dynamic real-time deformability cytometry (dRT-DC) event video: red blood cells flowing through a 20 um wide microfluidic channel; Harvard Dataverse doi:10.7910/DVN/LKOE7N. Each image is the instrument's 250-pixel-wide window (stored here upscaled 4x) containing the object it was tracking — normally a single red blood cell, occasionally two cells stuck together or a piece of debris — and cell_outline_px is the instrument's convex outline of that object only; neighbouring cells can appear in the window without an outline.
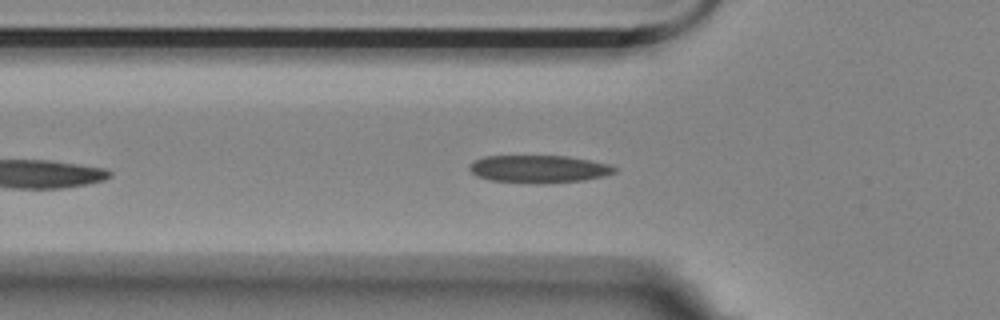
{"species": "Egyptian fruit bat (a non-hibernating species)", "species_latin": "Rousettus aegyptiacus", "temperature_condition": "room temperature", "stored_images_in_passage": 33, "camera_frame_rate_fps": 3000, "um_per_image_px": 0.085, "animal": {"sex": "female"}, "frame": {"image": 1, "passage_image": 5, "time_ms": 1.333, "image_size_px": [1000, 320], "cell_outline_px": [[616, 172], [604, 176], [584, 180], [540, 184], [536, 184], [488, 180], [476, 176], [468, 168], [468, 164], [472, 160], [484, 156], [568, 156], [612, 164], [616, 168]], "centroid_in_image_um": [45.77, 14.36], "position_along_channel_um": 80.0, "area_um2": 23.76}}
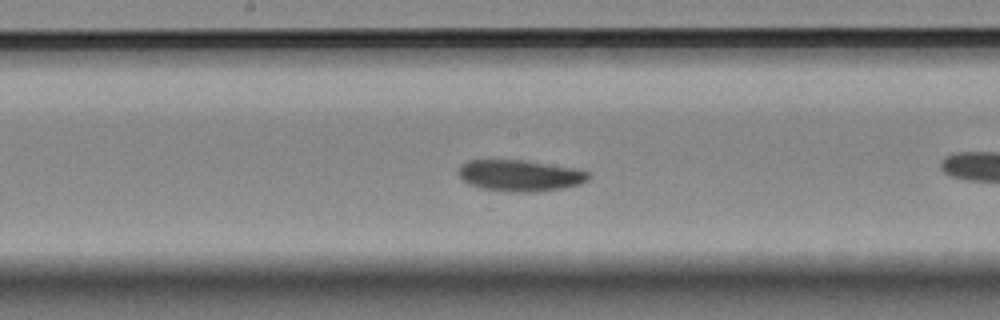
{"frame": {"image": 2, "passage_image": 12, "time_ms": 3.667, "image_size_px": [1000, 320], "cell_outline_px": [[592, 176], [588, 180], [580, 184], [564, 188], [536, 192], [508, 192], [480, 188], [468, 184], [456, 172], [460, 164], [468, 160], [524, 160], [576, 168], [588, 172]], "centroid_in_image_um": [44.19, 14.92], "position_along_channel_um": 204.0, "area_um2": 24.1}}
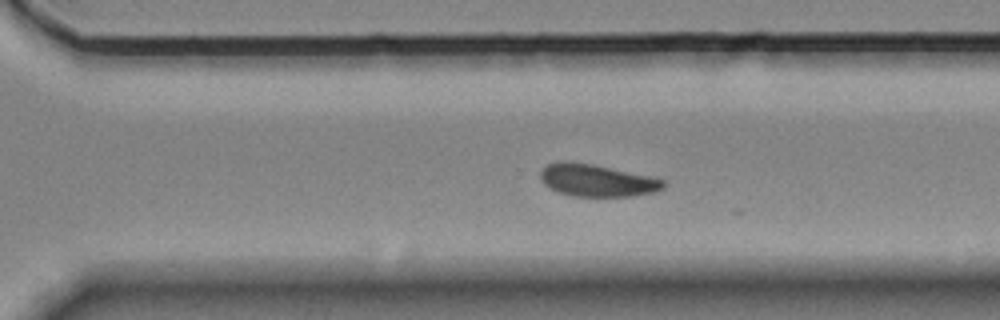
{"frame": {"image": 3, "passage_image": 22, "time_ms": 7.0, "image_size_px": [1000, 320], "cell_outline_px": [[664, 188], [656, 192], [632, 196], [572, 196], [548, 188], [540, 180], [540, 172], [544, 164], [560, 160], [568, 160], [592, 164], [648, 176], [664, 180]], "centroid_in_image_um": [50.66, 15.32], "position_along_channel_um": 319.9, "area_um2": 23.24}, "authors_computed_cell_mechanics": {"area_um2": 23.6402, "velocity_mm_per_s": 3.4811, "shape_relaxation_time_tau1_ms": 3.7791, "shape_relaxation_time_tau2_ms": 3.0882, "deformation_change_tau1": 0.1743, "deformation_change_tau2": 0.0792}}